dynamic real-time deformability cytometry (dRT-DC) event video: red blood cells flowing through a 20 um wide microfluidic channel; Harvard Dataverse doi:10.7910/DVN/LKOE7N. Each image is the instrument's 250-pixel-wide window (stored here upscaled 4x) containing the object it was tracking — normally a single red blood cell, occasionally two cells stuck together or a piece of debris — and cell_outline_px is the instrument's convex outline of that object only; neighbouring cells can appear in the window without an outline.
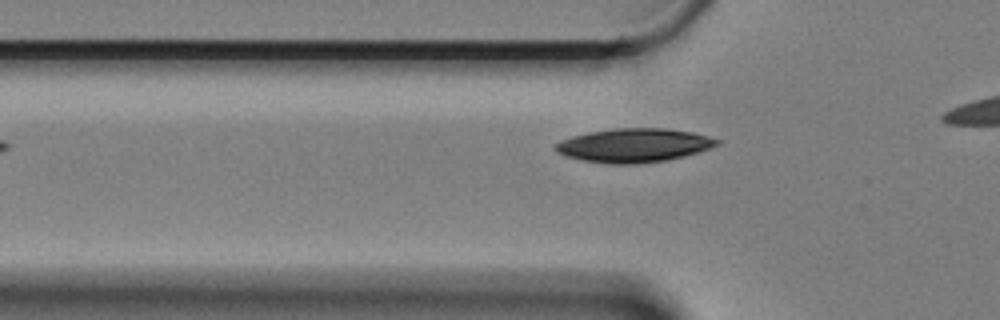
{"species": "Egyptian fruit bat (a non-hibernating species)", "species_latin": "Rousettus aegyptiacus", "temperature_condition": "cold", "stored_images_in_passage": 11, "camera_frame_rate_fps": 3000, "um_per_image_px": 0.085, "animal": {"sex": "female"}, "frame": {"image": 1, "passage_image": 4, "time_ms": 1.0, "image_size_px": [1000, 320], "cell_outline_px": [[720, 144], [712, 148], [684, 156], [664, 160], [636, 164], [616, 164], [584, 160], [568, 156], [552, 148], [560, 140], [572, 136], [588, 132], [616, 128], [664, 128], [692, 132], [708, 136], [720, 140]], "centroid_in_image_um": [53.92, 12.34], "position_along_channel_um": 71.9, "area_um2": 31.56}}
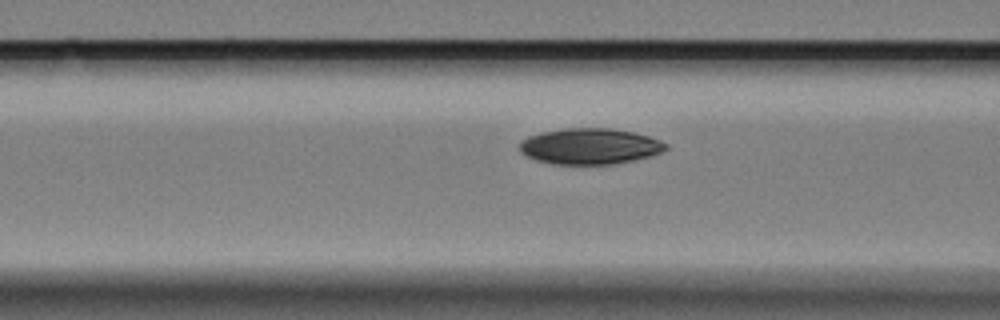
{"frame": {"image": 2, "passage_image": 8, "time_ms": 2.333, "image_size_px": [1000, 320], "cell_outline_px": [[668, 148], [652, 156], [612, 164], [556, 164], [536, 160], [520, 152], [520, 140], [528, 136], [540, 132], [564, 128], [608, 128], [632, 132], [648, 136], [660, 140], [668, 144]], "centroid_in_image_um": [50.13, 12.43], "position_along_channel_um": 116.5, "area_um2": 30.58}}